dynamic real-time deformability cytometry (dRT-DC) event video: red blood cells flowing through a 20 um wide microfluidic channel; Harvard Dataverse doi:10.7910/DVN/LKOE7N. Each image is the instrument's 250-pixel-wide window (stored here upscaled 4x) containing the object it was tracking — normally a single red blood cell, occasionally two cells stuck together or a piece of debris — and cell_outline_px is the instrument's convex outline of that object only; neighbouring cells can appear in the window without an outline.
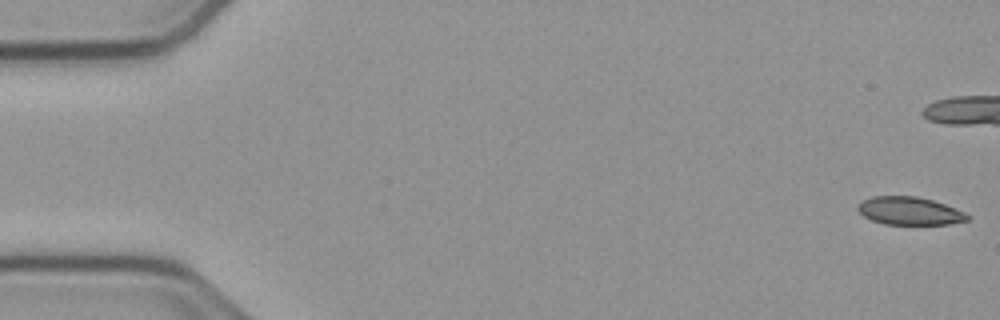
{"species": "common noctule bat (a hibernating species)", "species_latin": "Nyctalus noctula", "temperature_condition": "cold", "stored_images_in_passage": 55, "camera_frame_rate_fps": 3000, "um_per_image_px": 0.085, "animal": {"sex": "male", "body_mass_g": 23.1, "forearm_length_mm": 52.7}, "frame": {"image": 1, "passage_image": 1, "time_ms": 0.0, "image_size_px": [1000, 320], "cell_outline_px": [[972, 216], [968, 220], [948, 224], [884, 224], [872, 220], [864, 216], [856, 208], [856, 204], [872, 196], [916, 196], [932, 200], [944, 204], [964, 212]], "centroid_in_image_um": [77.3, 17.92], "position_along_channel_um": 7.7, "area_um2": 17.8}}
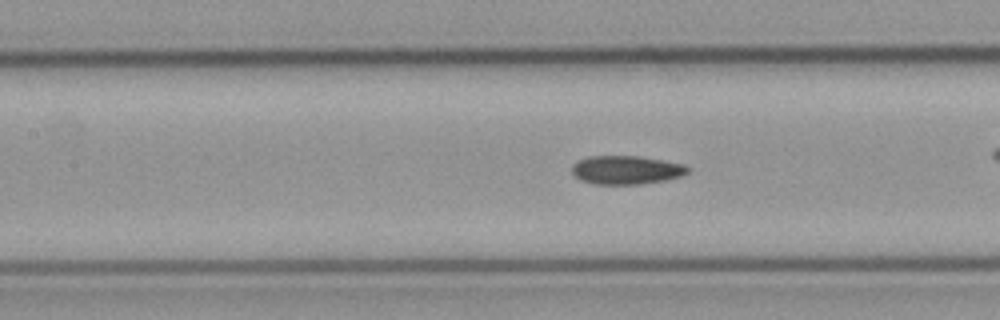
{"frame": {"image": 2, "passage_image": 24, "time_ms": 7.667, "image_size_px": [1000, 320], "cell_outline_px": [[688, 172], [680, 176], [664, 180], [640, 184], [592, 184], [580, 180], [572, 176], [572, 164], [588, 156], [640, 156], [684, 164], [688, 168]], "centroid_in_image_um": [53.18, 14.45], "position_along_channel_um": 154.2, "area_um2": 19.31}}
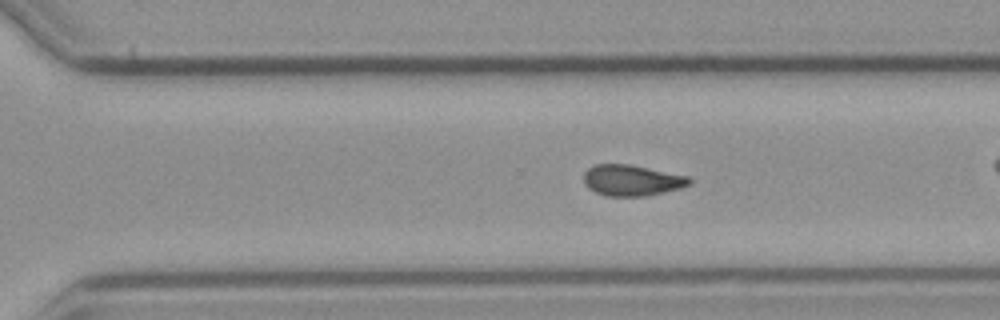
{"frame": {"image": 3, "passage_image": 37, "time_ms": 12.0, "image_size_px": [1000, 320], "cell_outline_px": [[692, 184], [680, 188], [644, 196], [608, 196], [596, 192], [588, 188], [584, 184], [584, 172], [588, 168], [596, 164], [628, 164], [688, 176], [692, 180]], "centroid_in_image_um": [53.69, 15.32], "position_along_channel_um": 316.9, "area_um2": 18.96}, "authors_computed_cell_mechanics": {"area_um2": 18.9584, "velocity_mm_per_s": 3.7708, "shape_relaxation_time_tau1_ms": null, "shape_relaxation_time_tau2_ms": 5.8635, "deformation_change_tau1": null, "deformation_change_tau2": 0.0932}}